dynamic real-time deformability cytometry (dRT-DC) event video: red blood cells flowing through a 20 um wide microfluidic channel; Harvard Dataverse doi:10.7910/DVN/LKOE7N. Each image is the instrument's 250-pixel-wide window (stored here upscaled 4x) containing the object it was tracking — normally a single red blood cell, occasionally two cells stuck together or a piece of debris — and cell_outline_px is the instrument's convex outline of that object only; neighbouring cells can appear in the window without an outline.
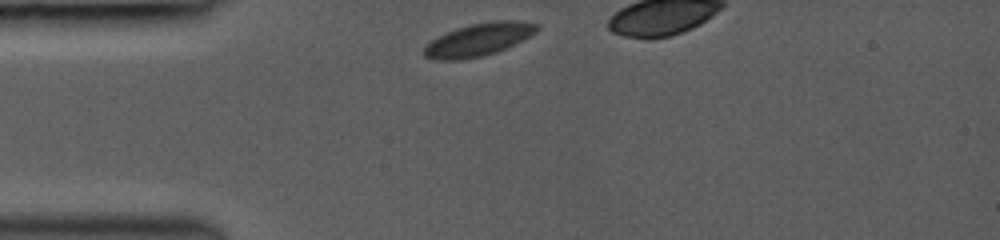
{"species": "common noctule bat (a hibernating species)", "species_latin": "Nyctalus noctula", "temperature_condition": "room temperature", "stored_images_in_passage": 9, "camera_frame_rate_fps": 3000, "um_per_image_px": 0.085, "animal": {"sex": "female", "body_mass_g": 19.0, "forearm_length_mm": 53.3}, "frame": {"image": 1, "passage_image": 1, "time_ms": 0.0, "image_size_px": [1000, 240], "cell_outline_px": [[540, 28], [536, 32], [496, 52], [480, 56], [460, 60], [432, 60], [424, 56], [424, 44], [456, 28], [472, 24], [492, 20], [516, 20], [536, 24]], "centroid_in_image_um": [40.63, 3.37], "position_along_channel_um": 44.4, "area_um2": 21.21}}
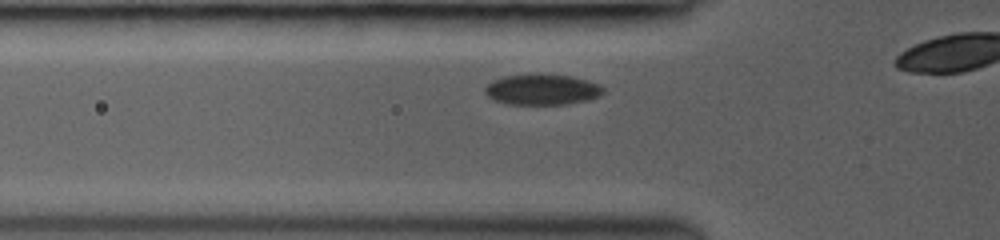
{"frame": {"image": 2, "passage_image": 4, "time_ms": 1.333, "image_size_px": [1000, 240], "cell_outline_px": [[604, 92], [600, 96], [588, 100], [568, 104], [508, 104], [492, 100], [484, 92], [484, 88], [492, 80], [500, 76], [528, 72], [540, 72], [572, 76], [588, 80], [600, 84], [604, 88]], "centroid_in_image_um": [46.06, 7.57], "position_along_channel_um": 79.7, "area_um2": 22.08}}
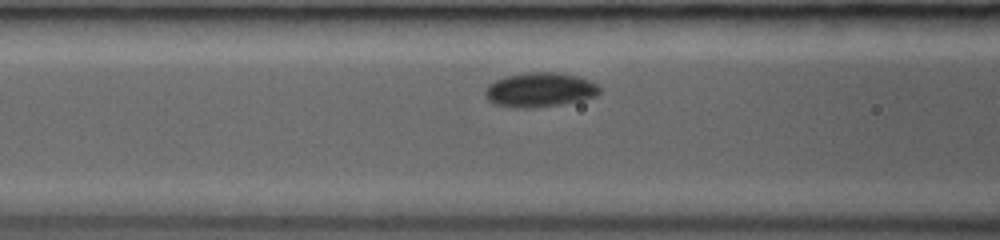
{"frame": {"image": 3, "passage_image": 7, "time_ms": 2.333, "image_size_px": [1000, 240], "cell_outline_px": [[600, 92], [596, 96], [580, 100], [560, 104], [532, 108], [512, 108], [492, 104], [488, 100], [484, 92], [484, 88], [488, 84], [496, 80], [508, 76], [528, 72], [560, 72], [580, 76], [596, 84], [600, 88]], "centroid_in_image_um": [45.85, 7.63], "position_along_channel_um": 120.7, "area_um2": 23.12}}